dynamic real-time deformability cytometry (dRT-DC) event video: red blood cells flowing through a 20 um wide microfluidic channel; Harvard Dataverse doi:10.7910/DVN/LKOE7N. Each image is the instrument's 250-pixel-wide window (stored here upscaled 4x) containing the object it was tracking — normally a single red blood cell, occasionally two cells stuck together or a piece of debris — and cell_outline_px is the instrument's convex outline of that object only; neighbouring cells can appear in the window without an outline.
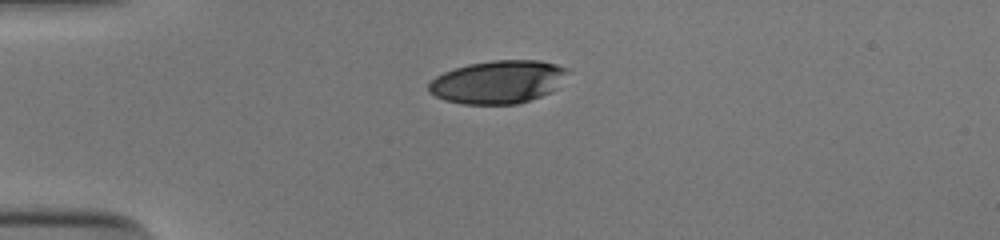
{"species": "human", "species_latin": "Homo sapiens", "temperature_condition": "cold", "stored_images_in_passage": 33, "camera_frame_rate_fps": 3000, "um_per_image_px": 0.085, "donor": {"sex": "male"}, "frame": {"image": 1, "passage_image": 1, "time_ms": 0.0, "image_size_px": [1000, 240], "cell_outline_px": [[568, 72], [548, 92], [540, 96], [520, 104], [464, 104], [444, 100], [428, 92], [428, 84], [436, 76], [444, 72], [468, 64], [492, 60], [540, 60], [556, 64], [568, 68]], "centroid_in_image_um": [42.27, 6.96], "position_along_channel_um": 42.7, "area_um2": 34.51}}
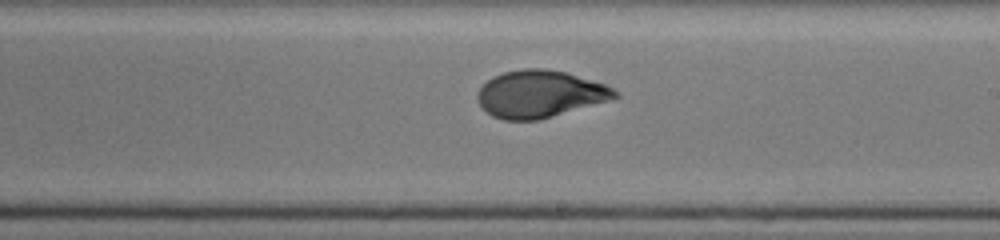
{"frame": {"image": 2, "passage_image": 19, "time_ms": 6.0, "image_size_px": [1000, 240], "cell_outline_px": [[620, 96], [612, 100], [540, 120], [504, 120], [492, 116], [480, 104], [476, 96], [480, 88], [488, 80], [504, 72], [524, 68], [548, 68], [564, 72], [604, 84], [620, 92]], "centroid_in_image_um": [45.93, 8.0], "position_along_channel_um": 243.1, "area_um2": 37.74}}
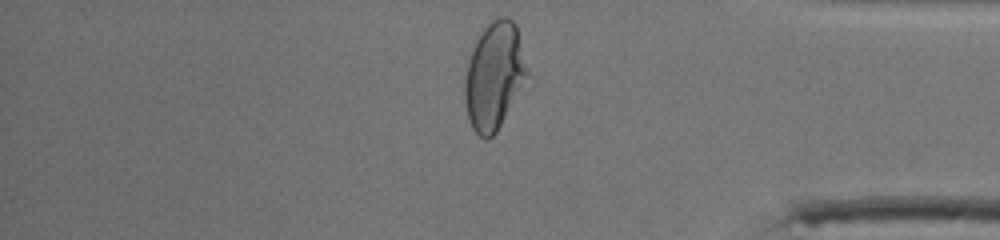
{"frame": {"image": 3, "passage_image": 32, "time_ms": 10.333, "image_size_px": [1000, 240], "cell_outline_px": [[528, 72], [496, 132], [488, 140], [484, 140], [472, 128], [468, 120], [464, 100], [464, 84], [468, 64], [476, 40], [484, 28], [492, 20], [500, 16], [508, 16], [516, 24]], "centroid_in_image_um": [41.97, 6.44], "position_along_channel_um": 393.2, "area_um2": 38.09}, "authors_computed_cell_mechanics": {"area_um2": 37.5122, "velocity_mm_per_s": 3.9023, "shape_relaxation_time_tau1_ms": 7.0702, "shape_relaxation_time_tau2_ms": 0.752, "deformation_change_tau1": 0.2645, "deformation_change_tau2": 0.0513}}